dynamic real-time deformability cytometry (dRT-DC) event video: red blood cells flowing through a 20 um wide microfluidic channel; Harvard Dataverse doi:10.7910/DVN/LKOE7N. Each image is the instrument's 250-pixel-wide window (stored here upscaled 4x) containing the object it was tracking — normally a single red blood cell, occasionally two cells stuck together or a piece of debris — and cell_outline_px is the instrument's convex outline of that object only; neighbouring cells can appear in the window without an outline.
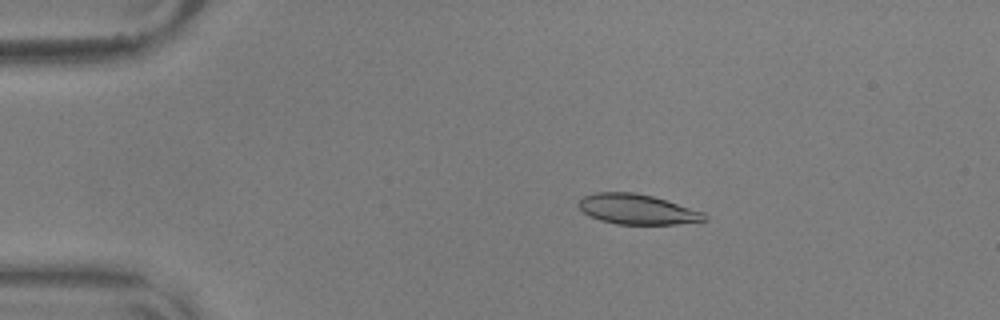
{"species": "common noctule bat (a hibernating species)", "species_latin": "Nyctalus noctula", "temperature_condition": "warm", "stored_images_in_passage": 50, "camera_frame_rate_fps": 3000, "um_per_image_px": 0.085, "animal": {"sex": "male", "body_mass_g": 17.9, "forearm_length_mm": 54.2}, "frame": {"image": 1, "passage_image": 5, "time_ms": 1.333, "image_size_px": [1000, 320], "cell_outline_px": [[708, 220], [676, 224], [616, 224], [600, 220], [588, 216], [580, 208], [580, 200], [584, 196], [596, 192], [636, 192], [652, 196], [704, 212], [708, 216]], "centroid_in_image_um": [54.17, 17.79], "position_along_channel_um": 30.8, "area_um2": 21.96}}
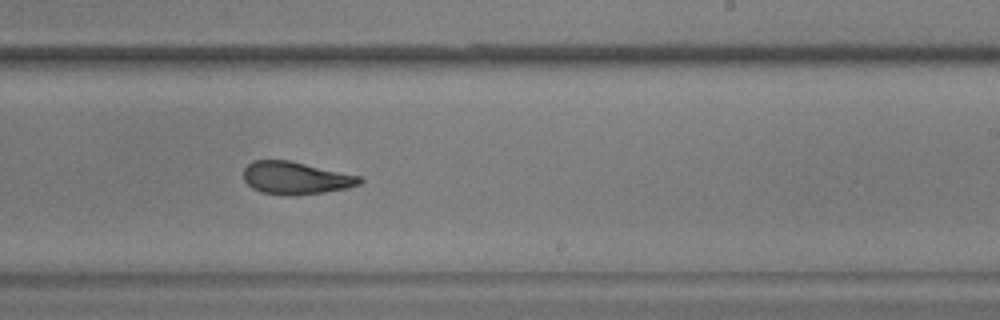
{"frame": {"image": 2, "passage_image": 29, "time_ms": 9.333, "image_size_px": [1000, 320], "cell_outline_px": [[364, 180], [360, 184], [348, 188], [324, 192], [288, 196], [260, 192], [252, 188], [244, 180], [244, 168], [252, 160], [288, 160], [360, 176]], "centroid_in_image_um": [25.12, 15.13], "position_along_channel_um": 263.9, "area_um2": 22.02}}
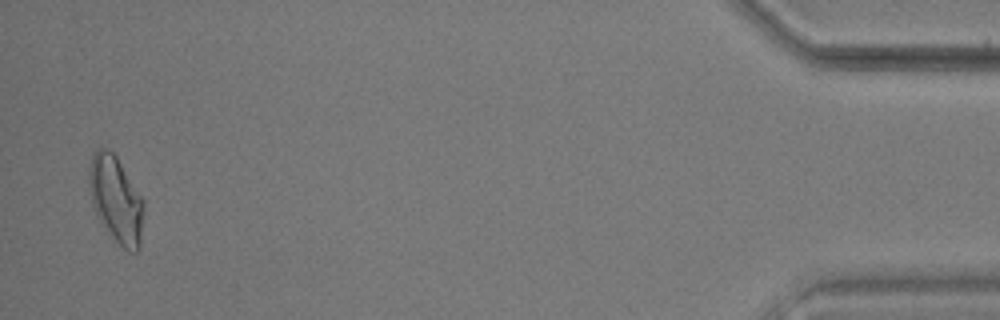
{"frame": {"image": 3, "passage_image": 49, "time_ms": 16.0, "image_size_px": [1000, 320], "cell_outline_px": [[144, 208], [140, 248], [136, 252], [128, 252], [100, 224], [92, 204], [88, 184], [88, 168], [92, 156], [96, 148], [108, 148], [116, 156], [144, 200]], "centroid_in_image_um": [9.85, 16.95], "position_along_channel_um": 425.4, "area_um2": 27.8}, "authors_computed_cell_mechanics": {"area_um2": 22.5709, "velocity_mm_per_s": 3.6224, "shape_relaxation_time_tau1_ms": 7.6085, "shape_relaxation_time_tau2_ms": 2.4752, "deformation_change_tau1": 0.189, "deformation_change_tau2": 0.0937}}